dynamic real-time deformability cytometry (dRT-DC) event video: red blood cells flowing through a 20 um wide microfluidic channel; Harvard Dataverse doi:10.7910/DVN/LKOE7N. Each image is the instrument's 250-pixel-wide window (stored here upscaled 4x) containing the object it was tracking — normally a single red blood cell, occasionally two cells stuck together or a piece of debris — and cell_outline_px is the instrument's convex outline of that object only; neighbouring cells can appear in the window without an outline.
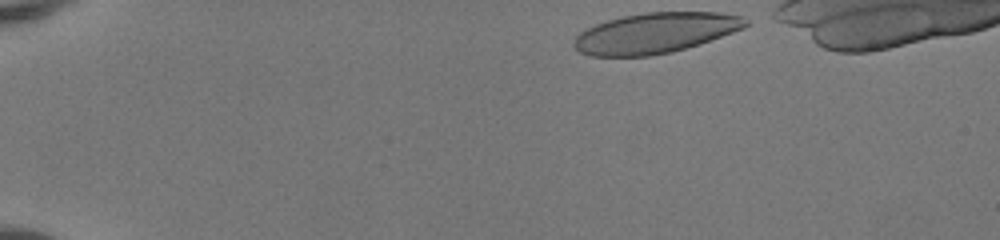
{"species": "human", "species_latin": "Homo sapiens", "temperature_condition": "room temperature", "stored_images_in_passage": 40, "camera_frame_rate_fps": 3000, "um_per_image_px": 0.085, "donor": {"sex": "female"}, "frame": {"image": 1, "passage_image": 1, "time_ms": 0.0, "image_size_px": [1000, 240], "cell_outline_px": [[748, 24], [744, 28], [700, 44], [672, 52], [648, 56], [588, 56], [580, 52], [572, 44], [576, 36], [580, 32], [596, 24], [608, 20], [624, 16], [644, 12], [720, 12], [744, 16], [748, 20]], "centroid_in_image_um": [55.72, 2.8], "position_along_channel_um": 29.3, "area_um2": 40.52}}
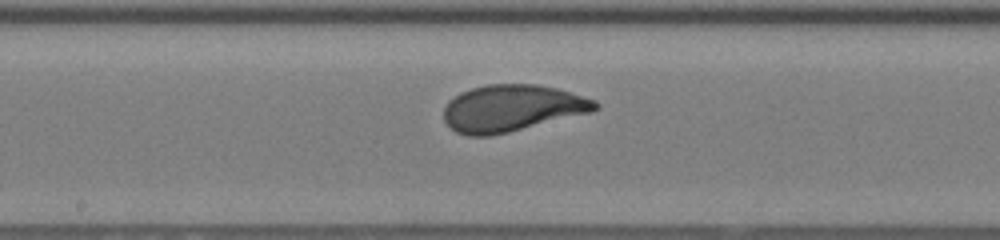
{"frame": {"image": 2, "passage_image": 21, "time_ms": 6.667, "image_size_px": [1000, 240], "cell_outline_px": [[600, 108], [592, 112], [492, 136], [468, 136], [456, 132], [444, 120], [444, 108], [448, 100], [460, 92], [472, 88], [488, 84], [536, 84], [556, 88], [596, 100], [600, 104]], "centroid_in_image_um": [43.52, 9.2], "position_along_channel_um": 204.7, "area_um2": 41.33}}
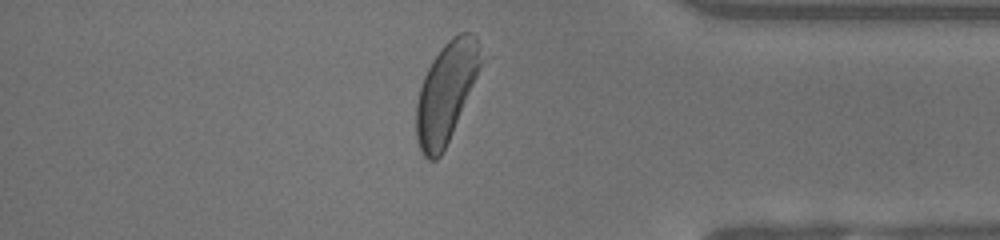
{"frame": {"image": 3, "passage_image": 36, "time_ms": 11.667, "image_size_px": [1000, 240], "cell_outline_px": [[480, 64], [476, 76], [452, 132], [440, 156], [436, 160], [428, 160], [424, 156], [420, 148], [416, 136], [416, 104], [420, 88], [424, 76], [432, 60], [444, 44], [452, 36], [460, 32], [468, 32], [476, 36], [480, 60]], "centroid_in_image_um": [37.87, 7.85], "position_along_channel_um": 397.3, "area_um2": 36.36}, "authors_computed_cell_mechanics": {"area_um2": 40.6912, "velocity_mm_per_s": 4.1512, "shape_relaxation_time_tau1_ms": 1.8595, "shape_relaxation_time_tau2_ms": null, "deformation_change_tau1": 0.1385, "deformation_change_tau2": null}}